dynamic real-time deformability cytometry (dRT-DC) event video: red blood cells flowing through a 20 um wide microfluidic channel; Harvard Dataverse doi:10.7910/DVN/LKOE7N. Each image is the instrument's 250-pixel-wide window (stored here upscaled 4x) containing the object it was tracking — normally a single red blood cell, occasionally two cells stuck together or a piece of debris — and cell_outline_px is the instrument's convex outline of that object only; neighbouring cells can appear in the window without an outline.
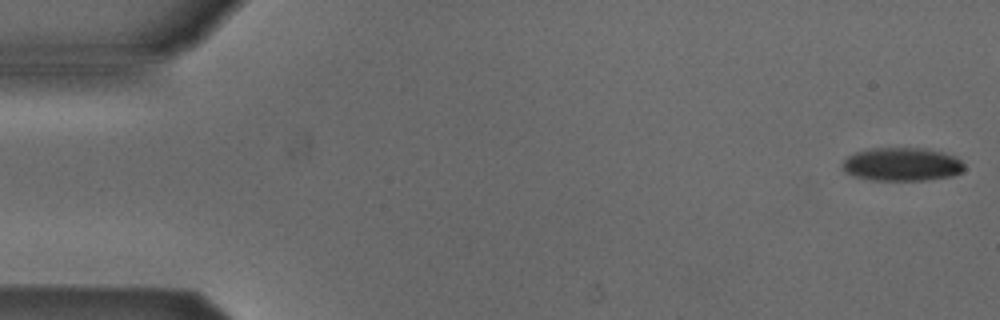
{"species": "Egyptian fruit bat (a non-hibernating species)", "species_latin": "Rousettus aegyptiacus", "temperature_condition": "cold", "stored_images_in_passage": 5, "camera_frame_rate_fps": 3000, "um_per_image_px": 0.085, "animal": {"sex": "male"}, "frame": {"image": 1, "passage_image": 1, "time_ms": 0.0, "image_size_px": [1000, 320], "cell_outline_px": [[964, 168], [960, 172], [952, 176], [928, 180], [872, 180], [856, 176], [844, 172], [840, 168], [840, 164], [848, 156], [856, 152], [872, 148], [924, 148], [944, 152], [956, 156], [964, 164]], "centroid_in_image_um": [76.65, 13.96], "position_along_channel_um": 8.3, "area_um2": 23.87}}